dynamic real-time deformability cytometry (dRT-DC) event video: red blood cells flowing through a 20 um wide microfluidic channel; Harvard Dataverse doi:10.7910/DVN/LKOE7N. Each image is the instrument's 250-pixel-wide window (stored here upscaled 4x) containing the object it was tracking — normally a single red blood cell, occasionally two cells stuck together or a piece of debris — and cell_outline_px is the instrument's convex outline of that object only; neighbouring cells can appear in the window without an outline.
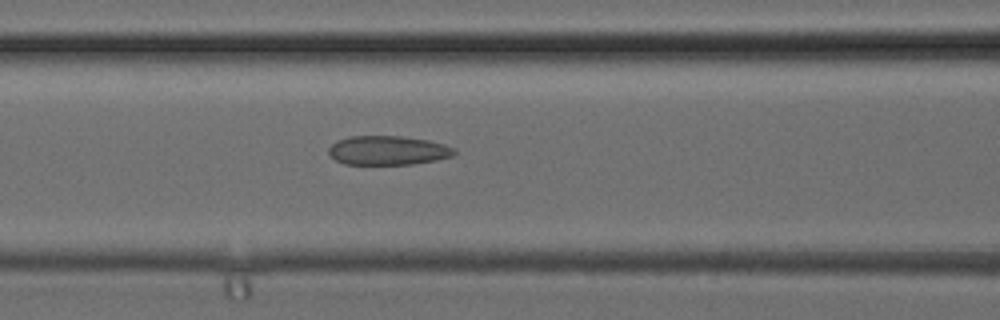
{"species": "common noctule bat (a hibernating species)", "species_latin": "Nyctalus noctula", "temperature_condition": "cold", "stored_images_in_passage": 30, "camera_frame_rate_fps": 3000, "um_per_image_px": 0.085, "animal": {"sex": "female", "body_mass_g": 24.6, "forearm_length_mm": 56.2}, "frame": {"image": 1, "passage_image": 8, "time_ms": 2.333, "image_size_px": [1000, 320], "cell_outline_px": [[456, 152], [452, 156], [436, 160], [412, 164], [344, 164], [336, 160], [328, 152], [328, 148], [336, 140], [348, 136], [400, 136], [428, 140], [444, 144], [456, 148]], "centroid_in_image_um": [32.97, 12.78], "position_along_channel_um": 133.6, "area_um2": 21.39}}
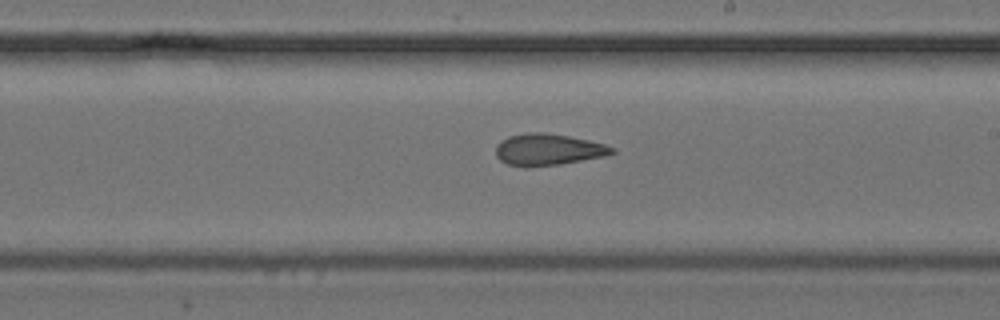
{"frame": {"image": 2, "passage_image": 14, "time_ms": 4.333, "image_size_px": [1000, 320], "cell_outline_px": [[616, 152], [604, 156], [560, 164], [524, 168], [508, 164], [500, 160], [496, 156], [496, 144], [500, 140], [508, 136], [528, 132], [544, 132], [568, 136], [588, 140], [604, 144], [616, 148]], "centroid_in_image_um": [46.55, 12.72], "position_along_channel_um": 242.4, "area_um2": 21.56}}
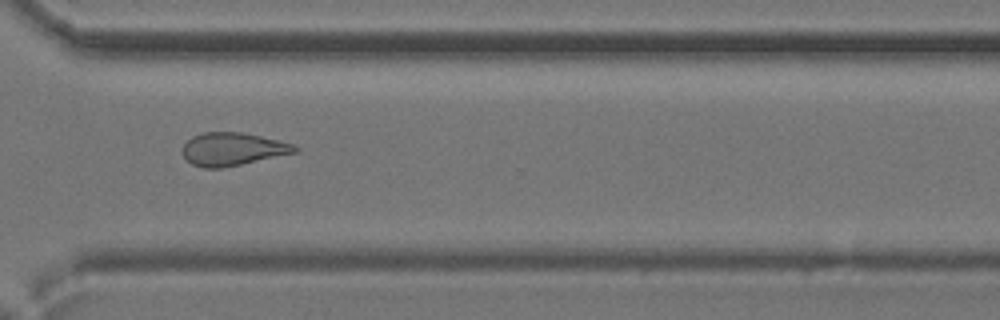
{"frame": {"image": 3, "passage_image": 20, "time_ms": 6.333, "image_size_px": [1000, 320], "cell_outline_px": [[300, 152], [220, 168], [204, 168], [192, 164], [184, 156], [184, 144], [192, 136], [204, 132], [240, 132], [280, 140], [292, 144], [300, 148]], "centroid_in_image_um": [19.82, 12.67], "position_along_channel_um": 350.8, "area_um2": 21.44}}